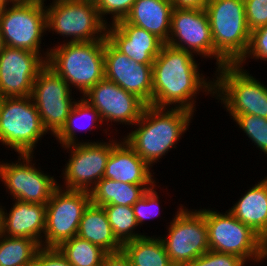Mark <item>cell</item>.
<instances>
[{"label": "cell", "instance_id": "cell-25", "mask_svg": "<svg viewBox=\"0 0 267 266\" xmlns=\"http://www.w3.org/2000/svg\"><path fill=\"white\" fill-rule=\"evenodd\" d=\"M153 185H134L102 178L90 191L91 203L133 206Z\"/></svg>", "mask_w": 267, "mask_h": 266}, {"label": "cell", "instance_id": "cell-18", "mask_svg": "<svg viewBox=\"0 0 267 266\" xmlns=\"http://www.w3.org/2000/svg\"><path fill=\"white\" fill-rule=\"evenodd\" d=\"M104 77L152 106V64L137 63L120 52L107 38L104 50Z\"/></svg>", "mask_w": 267, "mask_h": 266}, {"label": "cell", "instance_id": "cell-30", "mask_svg": "<svg viewBox=\"0 0 267 266\" xmlns=\"http://www.w3.org/2000/svg\"><path fill=\"white\" fill-rule=\"evenodd\" d=\"M103 208L106 211L114 236L122 245L147 234L137 231L140 227L136 222L132 206L104 205Z\"/></svg>", "mask_w": 267, "mask_h": 266}, {"label": "cell", "instance_id": "cell-41", "mask_svg": "<svg viewBox=\"0 0 267 266\" xmlns=\"http://www.w3.org/2000/svg\"><path fill=\"white\" fill-rule=\"evenodd\" d=\"M10 4H22V3H26L29 2L31 0H7Z\"/></svg>", "mask_w": 267, "mask_h": 266}, {"label": "cell", "instance_id": "cell-7", "mask_svg": "<svg viewBox=\"0 0 267 266\" xmlns=\"http://www.w3.org/2000/svg\"><path fill=\"white\" fill-rule=\"evenodd\" d=\"M50 4L45 3L47 31L66 37L62 43L107 38V24L95 4L80 0H52Z\"/></svg>", "mask_w": 267, "mask_h": 266}, {"label": "cell", "instance_id": "cell-35", "mask_svg": "<svg viewBox=\"0 0 267 266\" xmlns=\"http://www.w3.org/2000/svg\"><path fill=\"white\" fill-rule=\"evenodd\" d=\"M186 266H247V263L236 255L209 250Z\"/></svg>", "mask_w": 267, "mask_h": 266}, {"label": "cell", "instance_id": "cell-17", "mask_svg": "<svg viewBox=\"0 0 267 266\" xmlns=\"http://www.w3.org/2000/svg\"><path fill=\"white\" fill-rule=\"evenodd\" d=\"M167 45L204 59H214L213 39L206 10L173 9Z\"/></svg>", "mask_w": 267, "mask_h": 266}, {"label": "cell", "instance_id": "cell-8", "mask_svg": "<svg viewBox=\"0 0 267 266\" xmlns=\"http://www.w3.org/2000/svg\"><path fill=\"white\" fill-rule=\"evenodd\" d=\"M204 218L210 250L236 255L247 264L252 261L254 266L263 263L264 240L229 210L221 213L213 208H204Z\"/></svg>", "mask_w": 267, "mask_h": 266}, {"label": "cell", "instance_id": "cell-9", "mask_svg": "<svg viewBox=\"0 0 267 266\" xmlns=\"http://www.w3.org/2000/svg\"><path fill=\"white\" fill-rule=\"evenodd\" d=\"M44 1L8 5L0 12V32L4 45L38 53L47 61L50 48L41 50L47 32Z\"/></svg>", "mask_w": 267, "mask_h": 266}, {"label": "cell", "instance_id": "cell-13", "mask_svg": "<svg viewBox=\"0 0 267 266\" xmlns=\"http://www.w3.org/2000/svg\"><path fill=\"white\" fill-rule=\"evenodd\" d=\"M72 88L47 64L36 77L31 98L38 110L44 128L54 137L65 125L77 101Z\"/></svg>", "mask_w": 267, "mask_h": 266}, {"label": "cell", "instance_id": "cell-14", "mask_svg": "<svg viewBox=\"0 0 267 266\" xmlns=\"http://www.w3.org/2000/svg\"><path fill=\"white\" fill-rule=\"evenodd\" d=\"M90 202V192L58 187L46 204L43 247L57 248L76 236L82 214Z\"/></svg>", "mask_w": 267, "mask_h": 266}, {"label": "cell", "instance_id": "cell-31", "mask_svg": "<svg viewBox=\"0 0 267 266\" xmlns=\"http://www.w3.org/2000/svg\"><path fill=\"white\" fill-rule=\"evenodd\" d=\"M229 116L254 143V146L267 156V118L251 114Z\"/></svg>", "mask_w": 267, "mask_h": 266}, {"label": "cell", "instance_id": "cell-26", "mask_svg": "<svg viewBox=\"0 0 267 266\" xmlns=\"http://www.w3.org/2000/svg\"><path fill=\"white\" fill-rule=\"evenodd\" d=\"M102 125L103 122L100 118L99 112L81 97L80 100H77L74 103L65 125L54 137L60 146L77 144L79 141L89 142L90 140H78L79 138L76 132L83 130L85 133L87 131L91 132L97 127L98 129L100 127L102 128Z\"/></svg>", "mask_w": 267, "mask_h": 266}, {"label": "cell", "instance_id": "cell-42", "mask_svg": "<svg viewBox=\"0 0 267 266\" xmlns=\"http://www.w3.org/2000/svg\"><path fill=\"white\" fill-rule=\"evenodd\" d=\"M4 42H3V37H2V34L0 32V53L3 51L4 49Z\"/></svg>", "mask_w": 267, "mask_h": 266}, {"label": "cell", "instance_id": "cell-16", "mask_svg": "<svg viewBox=\"0 0 267 266\" xmlns=\"http://www.w3.org/2000/svg\"><path fill=\"white\" fill-rule=\"evenodd\" d=\"M45 65L40 54L5 45L0 53V96H31L34 81Z\"/></svg>", "mask_w": 267, "mask_h": 266}, {"label": "cell", "instance_id": "cell-33", "mask_svg": "<svg viewBox=\"0 0 267 266\" xmlns=\"http://www.w3.org/2000/svg\"><path fill=\"white\" fill-rule=\"evenodd\" d=\"M249 59L267 62V24L251 31L247 51L236 64L245 68V63Z\"/></svg>", "mask_w": 267, "mask_h": 266}, {"label": "cell", "instance_id": "cell-38", "mask_svg": "<svg viewBox=\"0 0 267 266\" xmlns=\"http://www.w3.org/2000/svg\"><path fill=\"white\" fill-rule=\"evenodd\" d=\"M101 266H132L129 258L123 251L107 253Z\"/></svg>", "mask_w": 267, "mask_h": 266}, {"label": "cell", "instance_id": "cell-5", "mask_svg": "<svg viewBox=\"0 0 267 266\" xmlns=\"http://www.w3.org/2000/svg\"><path fill=\"white\" fill-rule=\"evenodd\" d=\"M237 64L214 71V98L228 115L251 114L267 118V85Z\"/></svg>", "mask_w": 267, "mask_h": 266}, {"label": "cell", "instance_id": "cell-29", "mask_svg": "<svg viewBox=\"0 0 267 266\" xmlns=\"http://www.w3.org/2000/svg\"><path fill=\"white\" fill-rule=\"evenodd\" d=\"M57 249L71 266H101L107 254L101 247L77 235L61 243Z\"/></svg>", "mask_w": 267, "mask_h": 266}, {"label": "cell", "instance_id": "cell-23", "mask_svg": "<svg viewBox=\"0 0 267 266\" xmlns=\"http://www.w3.org/2000/svg\"><path fill=\"white\" fill-rule=\"evenodd\" d=\"M173 9L170 0H136L124 20L151 32L167 44Z\"/></svg>", "mask_w": 267, "mask_h": 266}, {"label": "cell", "instance_id": "cell-27", "mask_svg": "<svg viewBox=\"0 0 267 266\" xmlns=\"http://www.w3.org/2000/svg\"><path fill=\"white\" fill-rule=\"evenodd\" d=\"M145 235L122 245L132 266H174L159 236Z\"/></svg>", "mask_w": 267, "mask_h": 266}, {"label": "cell", "instance_id": "cell-20", "mask_svg": "<svg viewBox=\"0 0 267 266\" xmlns=\"http://www.w3.org/2000/svg\"><path fill=\"white\" fill-rule=\"evenodd\" d=\"M8 211L0 204L1 234L9 237L28 238L43 247L46 227V204L12 200Z\"/></svg>", "mask_w": 267, "mask_h": 266}, {"label": "cell", "instance_id": "cell-28", "mask_svg": "<svg viewBox=\"0 0 267 266\" xmlns=\"http://www.w3.org/2000/svg\"><path fill=\"white\" fill-rule=\"evenodd\" d=\"M41 245L32 239L0 233V266H32Z\"/></svg>", "mask_w": 267, "mask_h": 266}, {"label": "cell", "instance_id": "cell-22", "mask_svg": "<svg viewBox=\"0 0 267 266\" xmlns=\"http://www.w3.org/2000/svg\"><path fill=\"white\" fill-rule=\"evenodd\" d=\"M228 210L264 240L263 261L267 260V176L245 191Z\"/></svg>", "mask_w": 267, "mask_h": 266}, {"label": "cell", "instance_id": "cell-24", "mask_svg": "<svg viewBox=\"0 0 267 266\" xmlns=\"http://www.w3.org/2000/svg\"><path fill=\"white\" fill-rule=\"evenodd\" d=\"M77 236L101 247L107 253L122 251V244L114 236L103 206L89 203L82 214Z\"/></svg>", "mask_w": 267, "mask_h": 266}, {"label": "cell", "instance_id": "cell-39", "mask_svg": "<svg viewBox=\"0 0 267 266\" xmlns=\"http://www.w3.org/2000/svg\"><path fill=\"white\" fill-rule=\"evenodd\" d=\"M208 0H170L174 9H205Z\"/></svg>", "mask_w": 267, "mask_h": 266}, {"label": "cell", "instance_id": "cell-10", "mask_svg": "<svg viewBox=\"0 0 267 266\" xmlns=\"http://www.w3.org/2000/svg\"><path fill=\"white\" fill-rule=\"evenodd\" d=\"M174 218L166 227V235H160L166 253L174 266H186L210 250L208 228L204 209H188L179 204Z\"/></svg>", "mask_w": 267, "mask_h": 266}, {"label": "cell", "instance_id": "cell-40", "mask_svg": "<svg viewBox=\"0 0 267 266\" xmlns=\"http://www.w3.org/2000/svg\"><path fill=\"white\" fill-rule=\"evenodd\" d=\"M10 3L7 0H0V12L3 11Z\"/></svg>", "mask_w": 267, "mask_h": 266}, {"label": "cell", "instance_id": "cell-12", "mask_svg": "<svg viewBox=\"0 0 267 266\" xmlns=\"http://www.w3.org/2000/svg\"><path fill=\"white\" fill-rule=\"evenodd\" d=\"M18 160L0 161V181L13 200L47 204L59 187L54 176L41 170L35 163L34 154H18ZM40 168V169H39Z\"/></svg>", "mask_w": 267, "mask_h": 266}, {"label": "cell", "instance_id": "cell-2", "mask_svg": "<svg viewBox=\"0 0 267 266\" xmlns=\"http://www.w3.org/2000/svg\"><path fill=\"white\" fill-rule=\"evenodd\" d=\"M194 115L193 112L182 108H157L147 105L141 118L123 139L150 167H153L170 150L176 149L179 139L187 132Z\"/></svg>", "mask_w": 267, "mask_h": 266}, {"label": "cell", "instance_id": "cell-1", "mask_svg": "<svg viewBox=\"0 0 267 266\" xmlns=\"http://www.w3.org/2000/svg\"><path fill=\"white\" fill-rule=\"evenodd\" d=\"M197 62L192 53L164 44L152 64V106L195 113L200 92L214 98V80L200 72Z\"/></svg>", "mask_w": 267, "mask_h": 266}, {"label": "cell", "instance_id": "cell-32", "mask_svg": "<svg viewBox=\"0 0 267 266\" xmlns=\"http://www.w3.org/2000/svg\"><path fill=\"white\" fill-rule=\"evenodd\" d=\"M156 187L160 188V186H157V183H155L132 206L138 226H143L142 224H145V221H148L149 219H154L158 217V215L160 216V212H162L160 211L162 206L160 205V196L158 195L159 193L156 191Z\"/></svg>", "mask_w": 267, "mask_h": 266}, {"label": "cell", "instance_id": "cell-11", "mask_svg": "<svg viewBox=\"0 0 267 266\" xmlns=\"http://www.w3.org/2000/svg\"><path fill=\"white\" fill-rule=\"evenodd\" d=\"M109 140V141H107ZM104 142L96 140L61 146L69 158L60 177L64 184L59 187L67 190L90 192L105 173L106 163L112 148L119 142L111 138Z\"/></svg>", "mask_w": 267, "mask_h": 266}, {"label": "cell", "instance_id": "cell-34", "mask_svg": "<svg viewBox=\"0 0 267 266\" xmlns=\"http://www.w3.org/2000/svg\"><path fill=\"white\" fill-rule=\"evenodd\" d=\"M136 0H99L96 4L101 19L107 24H115L125 19ZM111 15L110 18L107 16ZM111 20L108 21V19ZM109 23H108V22Z\"/></svg>", "mask_w": 267, "mask_h": 266}, {"label": "cell", "instance_id": "cell-3", "mask_svg": "<svg viewBox=\"0 0 267 266\" xmlns=\"http://www.w3.org/2000/svg\"><path fill=\"white\" fill-rule=\"evenodd\" d=\"M205 10L213 39L215 69L236 64L247 51L251 33L244 0H208Z\"/></svg>", "mask_w": 267, "mask_h": 266}, {"label": "cell", "instance_id": "cell-19", "mask_svg": "<svg viewBox=\"0 0 267 266\" xmlns=\"http://www.w3.org/2000/svg\"><path fill=\"white\" fill-rule=\"evenodd\" d=\"M107 39L129 59L153 64L164 43L151 32L124 19L107 25Z\"/></svg>", "mask_w": 267, "mask_h": 266}, {"label": "cell", "instance_id": "cell-4", "mask_svg": "<svg viewBox=\"0 0 267 266\" xmlns=\"http://www.w3.org/2000/svg\"><path fill=\"white\" fill-rule=\"evenodd\" d=\"M56 45L49 47L46 64L70 88L76 89L80 97L104 78L105 38L90 42H58Z\"/></svg>", "mask_w": 267, "mask_h": 266}, {"label": "cell", "instance_id": "cell-21", "mask_svg": "<svg viewBox=\"0 0 267 266\" xmlns=\"http://www.w3.org/2000/svg\"><path fill=\"white\" fill-rule=\"evenodd\" d=\"M153 174L152 167L120 138L111 150L103 178L134 185H154Z\"/></svg>", "mask_w": 267, "mask_h": 266}, {"label": "cell", "instance_id": "cell-15", "mask_svg": "<svg viewBox=\"0 0 267 266\" xmlns=\"http://www.w3.org/2000/svg\"><path fill=\"white\" fill-rule=\"evenodd\" d=\"M82 98L99 112L102 122L104 125L106 123L107 127L109 123L111 126L115 123L132 127L141 118L147 106L138 96L125 91L105 77Z\"/></svg>", "mask_w": 267, "mask_h": 266}, {"label": "cell", "instance_id": "cell-37", "mask_svg": "<svg viewBox=\"0 0 267 266\" xmlns=\"http://www.w3.org/2000/svg\"><path fill=\"white\" fill-rule=\"evenodd\" d=\"M35 266H71L57 248L41 247L36 254Z\"/></svg>", "mask_w": 267, "mask_h": 266}, {"label": "cell", "instance_id": "cell-6", "mask_svg": "<svg viewBox=\"0 0 267 266\" xmlns=\"http://www.w3.org/2000/svg\"><path fill=\"white\" fill-rule=\"evenodd\" d=\"M44 128L38 110L31 98H1L0 143L16 154H34L43 136Z\"/></svg>", "mask_w": 267, "mask_h": 266}, {"label": "cell", "instance_id": "cell-43", "mask_svg": "<svg viewBox=\"0 0 267 266\" xmlns=\"http://www.w3.org/2000/svg\"><path fill=\"white\" fill-rule=\"evenodd\" d=\"M80 1H86V2H90L96 5L99 0H80Z\"/></svg>", "mask_w": 267, "mask_h": 266}, {"label": "cell", "instance_id": "cell-36", "mask_svg": "<svg viewBox=\"0 0 267 266\" xmlns=\"http://www.w3.org/2000/svg\"><path fill=\"white\" fill-rule=\"evenodd\" d=\"M246 21L250 31L267 24V0H244Z\"/></svg>", "mask_w": 267, "mask_h": 266}]
</instances>
